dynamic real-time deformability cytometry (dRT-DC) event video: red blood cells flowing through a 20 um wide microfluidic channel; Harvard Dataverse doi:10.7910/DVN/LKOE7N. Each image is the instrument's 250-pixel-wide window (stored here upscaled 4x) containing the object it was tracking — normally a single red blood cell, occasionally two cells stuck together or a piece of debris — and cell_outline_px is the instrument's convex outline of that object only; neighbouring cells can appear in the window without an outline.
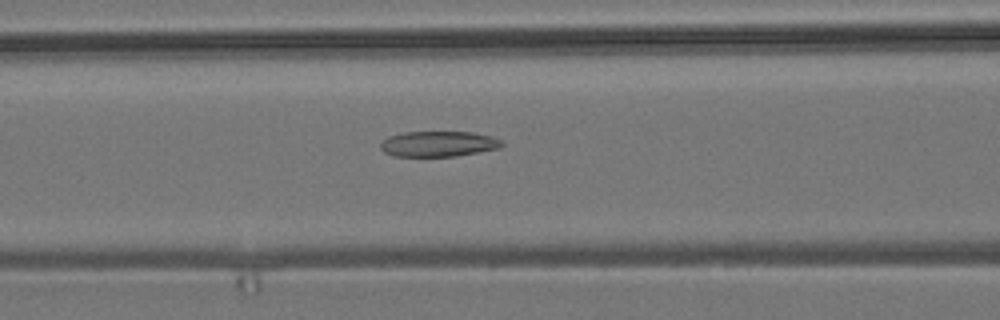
{"species": "common noctule bat (a hibernating species)", "species_latin": "Nyctalus noctula", "temperature_condition": "room temperature", "stored_images_in_passage": 54, "camera_frame_rate_fps": 3000, "um_per_image_px": 0.085, "animal": {"sex": "male", "body_mass_g": 19.2, "forearm_length_mm": 51.8}, "frame": {"image": 1, "passage_image": 22, "time_ms": 7.0, "image_size_px": [1000, 320], "cell_outline_px": [[504, 144], [500, 148], [456, 156], [396, 156], [384, 152], [380, 148], [380, 144], [388, 136], [404, 132], [472, 132], [492, 136], [500, 140]], "centroid_in_image_um": [37.27, 12.23], "position_along_channel_um": 129.3, "area_um2": 17.98}}
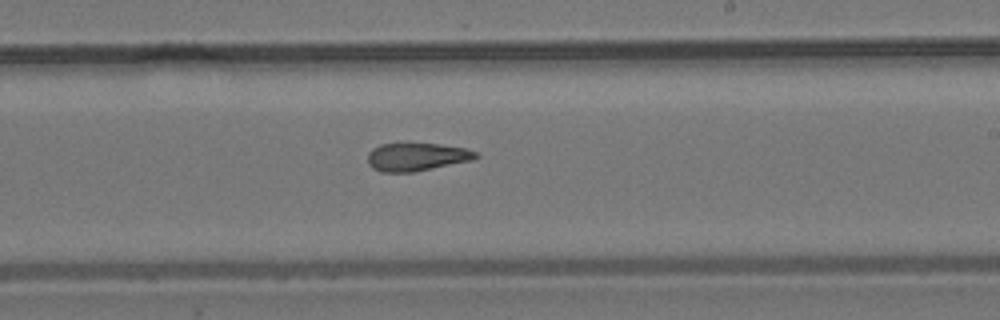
{"frame": {"image": 2, "passage_image": 32, "time_ms": 10.333, "image_size_px": [1000, 320], "cell_outline_px": [[480, 156], [472, 160], [412, 172], [380, 172], [372, 168], [368, 164], [368, 152], [372, 148], [380, 144], [440, 144], [464, 148], [476, 152]], "centroid_in_image_um": [35.38, 13.34], "position_along_channel_um": 253.6, "area_um2": 17.51}}
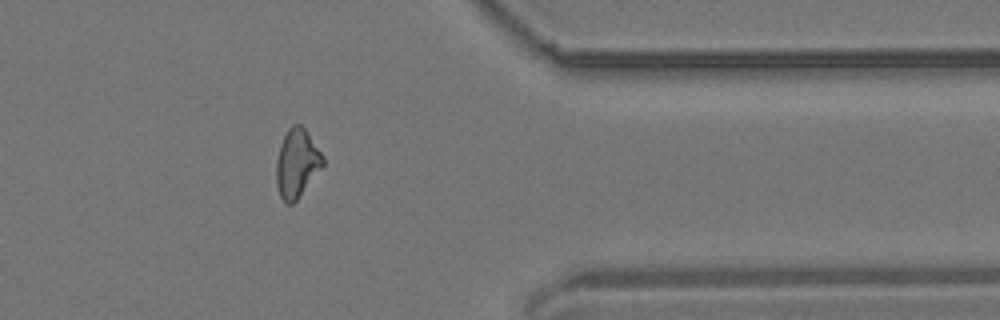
{"frame": {"image": 3, "passage_image": 44, "time_ms": 14.333, "image_size_px": [1000, 320], "cell_outline_px": [[324, 164], [296, 200], [292, 204], [288, 204], [280, 196], [276, 184], [276, 160], [280, 144], [288, 128], [292, 124], [300, 124], [304, 128], [324, 156]], "centroid_in_image_um": [25.22, 13.86], "position_along_channel_um": 386.2, "area_um2": 18.38}, "authors_computed_cell_mechanics": {"area_um2": 18.785, "velocity_mm_per_s": 3.7278, "shape_relaxation_time_tau1_ms": null, "shape_relaxation_time_tau2_ms": 3.618, "deformation_change_tau1": null, "deformation_change_tau2": 0.1318}}